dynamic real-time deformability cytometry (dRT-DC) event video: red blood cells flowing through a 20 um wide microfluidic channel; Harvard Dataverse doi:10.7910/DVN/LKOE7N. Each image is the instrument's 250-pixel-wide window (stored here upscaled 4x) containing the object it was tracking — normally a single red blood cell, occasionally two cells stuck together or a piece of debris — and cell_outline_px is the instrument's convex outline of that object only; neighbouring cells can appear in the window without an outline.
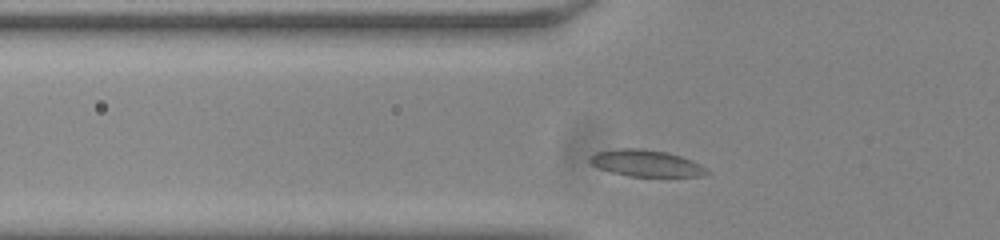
{"species": "common noctule bat (a hibernating species)", "species_latin": "Nyctalus noctula", "temperature_condition": "room temperature", "stored_images_in_passage": 33, "camera_frame_rate_fps": 3000, "um_per_image_px": 0.085, "animal": {"sex": "male", "body_mass_g": 20.0, "forearm_length_mm": 53.3}, "frame": {"image": 1, "passage_image": 6, "time_ms": 1.667, "image_size_px": [1000, 240], "cell_outline_px": [[708, 172], [704, 176], [628, 176], [612, 172], [600, 168], [592, 164], [588, 160], [588, 156], [596, 152], [620, 148], [640, 148], [668, 152], [692, 160], [708, 168]], "centroid_in_image_um": [54.92, 13.86], "position_along_channel_um": 70.9, "area_um2": 18.15}}
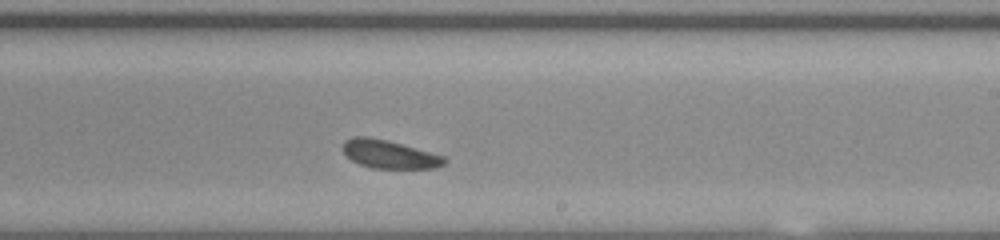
{"frame": {"image": 2, "passage_image": 21, "time_ms": 6.667, "image_size_px": [1000, 240], "cell_outline_px": [[448, 160], [444, 164], [436, 168], [372, 168], [360, 164], [352, 160], [344, 152], [344, 140], [352, 136], [368, 136], [388, 140], [444, 156]], "centroid_in_image_um": [33.1, 13.1], "position_along_channel_um": 255.9, "area_um2": 16.65}}
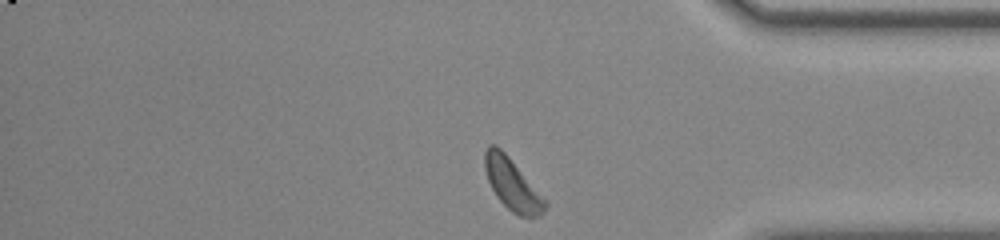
{"frame": {"image": 3, "passage_image": 33, "time_ms": 10.667, "image_size_px": [1000, 240], "cell_outline_px": [[548, 204], [544, 212], [540, 216], [520, 216], [512, 212], [496, 196], [488, 180], [484, 168], [484, 152], [488, 144], [496, 144], [508, 156], [548, 200]], "centroid_in_image_um": [43.56, 15.66], "position_along_channel_um": 391.6, "area_um2": 18.21}, "authors_computed_cell_mechanics": {"area_um2": 16.8776, "velocity_mm_per_s": 3.745, "shape_relaxation_time_tau1_ms": 2.758, "shape_relaxation_time_tau2_ms": 6.18, "deformation_change_tau1": 0.0701, "deformation_change_tau2": 0.1069}}